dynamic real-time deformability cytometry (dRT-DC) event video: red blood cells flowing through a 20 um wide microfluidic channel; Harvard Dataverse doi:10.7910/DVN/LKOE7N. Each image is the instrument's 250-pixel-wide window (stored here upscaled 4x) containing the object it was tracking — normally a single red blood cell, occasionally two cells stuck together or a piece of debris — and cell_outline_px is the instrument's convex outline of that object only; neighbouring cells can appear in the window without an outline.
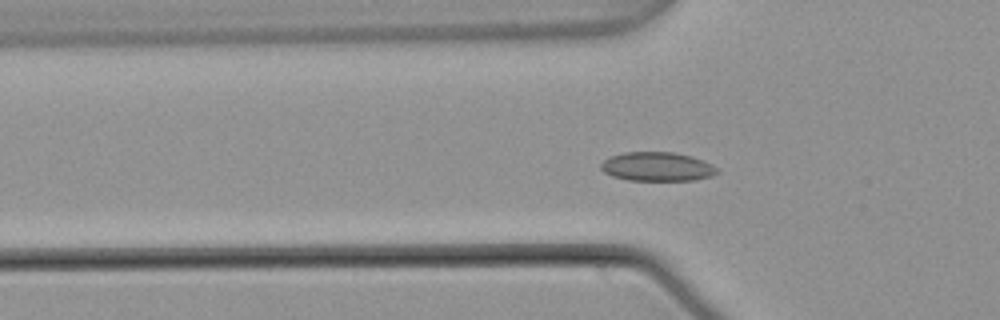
{"species": "common noctule bat (a hibernating species)", "species_latin": "Nyctalus noctula", "temperature_condition": "warm", "stored_images_in_passage": 45, "camera_frame_rate_fps": 3000, "um_per_image_px": 0.085, "animal": {"sex": "male", "body_mass_g": 21.5, "forearm_length_mm": 52.0}, "frame": {"image": 1, "passage_image": 7, "time_ms": 2.0, "image_size_px": [1000, 320], "cell_outline_px": [[720, 172], [712, 176], [692, 180], [628, 180], [612, 176], [604, 172], [600, 168], [600, 164], [604, 160], [612, 156], [624, 152], [672, 152], [692, 156], [712, 164], [720, 168]], "centroid_in_image_um": [55.89, 14.16], "position_along_channel_um": 69.9, "area_um2": 19.71}}
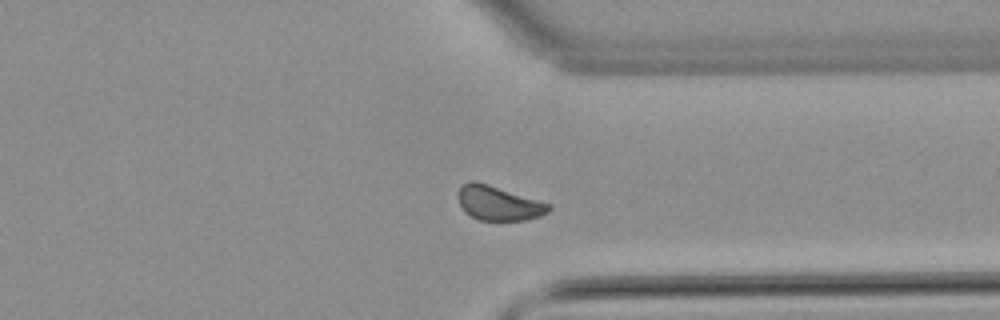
{"frame": {"image": 2, "passage_image": 31, "time_ms": 10.0, "image_size_px": [1000, 320], "cell_outline_px": [[552, 208], [548, 212], [540, 216], [528, 220], [480, 220], [464, 212], [456, 196], [456, 192], [460, 184], [472, 180], [488, 184], [552, 204]], "centroid_in_image_um": [42.35, 17.26], "position_along_channel_um": 369.0, "area_um2": 18.44}}
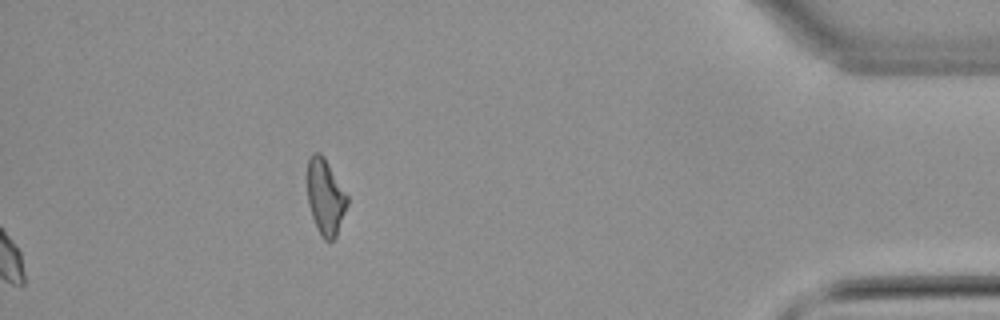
{"frame": {"image": 3, "passage_image": 45, "time_ms": 14.667, "image_size_px": [1000, 320], "cell_outline_px": [[348, 204], [336, 236], [332, 240], [324, 240], [320, 236], [312, 216], [308, 200], [308, 160], [312, 152], [320, 152], [324, 156], [348, 196]], "centroid_in_image_um": [27.66, 16.73], "position_along_channel_um": 407.5, "area_um2": 17.51}}